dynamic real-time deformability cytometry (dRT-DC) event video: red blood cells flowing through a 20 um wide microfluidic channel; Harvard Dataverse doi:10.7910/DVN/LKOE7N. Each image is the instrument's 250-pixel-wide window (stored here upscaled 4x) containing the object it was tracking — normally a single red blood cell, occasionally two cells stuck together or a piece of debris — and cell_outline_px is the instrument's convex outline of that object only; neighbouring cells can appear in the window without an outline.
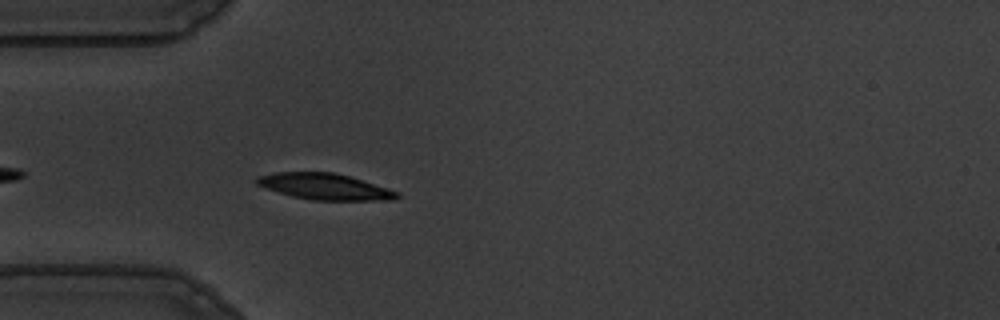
{"species": "common noctule bat (a hibernating species)", "species_latin": "Nyctalus noctula", "temperature_condition": "warm", "stored_images_in_passage": 43, "camera_frame_rate_fps": 3000, "um_per_image_px": 0.085, "animal": {"sex": "male", "body_mass_g": 19.5, "forearm_length_mm": 54.6}, "frame": {"image": 1, "passage_image": 4, "time_ms": 1.0, "image_size_px": [1000, 320], "cell_outline_px": [[400, 196], [392, 200], [312, 200], [292, 196], [256, 184], [256, 180], [260, 176], [276, 172], [332, 172], [348, 176], [388, 188], [396, 192]], "centroid_in_image_um": [27.62, 15.86], "position_along_channel_um": 57.4, "area_um2": 20.92}}
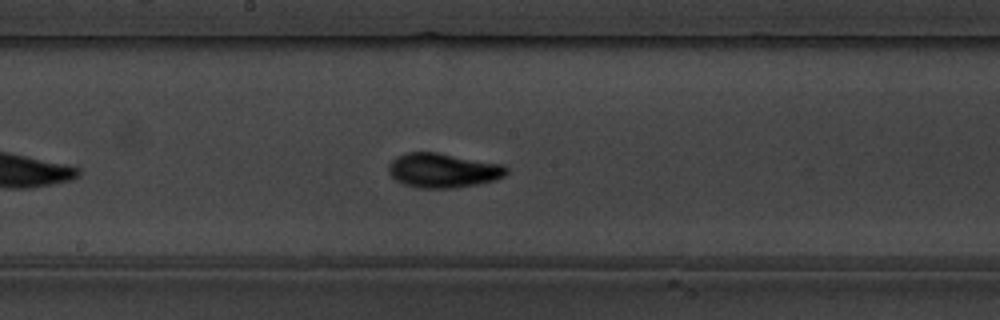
{"frame": {"image": 2, "passage_image": 17, "time_ms": 5.333, "image_size_px": [1000, 320], "cell_outline_px": [[508, 172], [504, 176], [496, 180], [476, 184], [452, 188], [416, 188], [404, 184], [396, 180], [388, 172], [388, 164], [396, 156], [408, 152], [436, 152], [504, 164], [508, 168]], "centroid_in_image_um": [37.66, 14.48], "position_along_channel_um": 210.5, "area_um2": 23.81}}
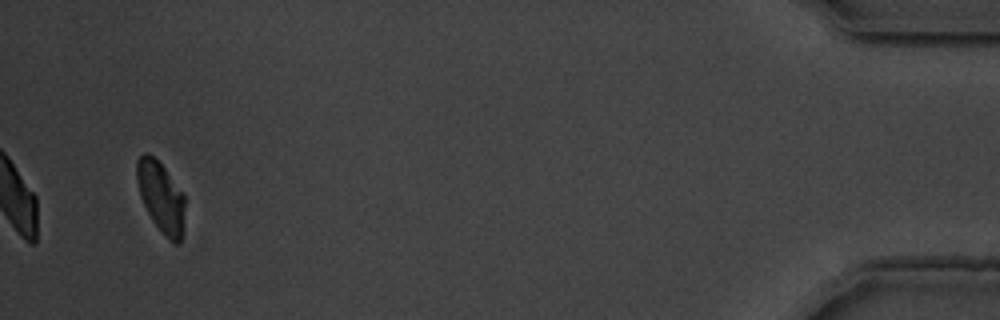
{"frame": {"image": 3, "passage_image": 41, "time_ms": 13.333, "image_size_px": [1000, 320], "cell_outline_px": [[184, 208], [180, 240], [176, 244], [164, 236], [152, 220], [140, 196], [136, 180], [136, 160], [144, 152], [152, 156], [164, 168], [184, 196]], "centroid_in_image_um": [13.64, 16.73], "position_along_channel_um": 421.6, "area_um2": 19.25}, "authors_computed_cell_mechanics": {"area_um2": 21.9062, "velocity_mm_per_s": 3.6262, "shape_relaxation_time_tau1_ms": 2.4568, "shape_relaxation_time_tau2_ms": 2.0708, "deformation_change_tau1": 0.1352, "deformation_change_tau2": 0.0395}}